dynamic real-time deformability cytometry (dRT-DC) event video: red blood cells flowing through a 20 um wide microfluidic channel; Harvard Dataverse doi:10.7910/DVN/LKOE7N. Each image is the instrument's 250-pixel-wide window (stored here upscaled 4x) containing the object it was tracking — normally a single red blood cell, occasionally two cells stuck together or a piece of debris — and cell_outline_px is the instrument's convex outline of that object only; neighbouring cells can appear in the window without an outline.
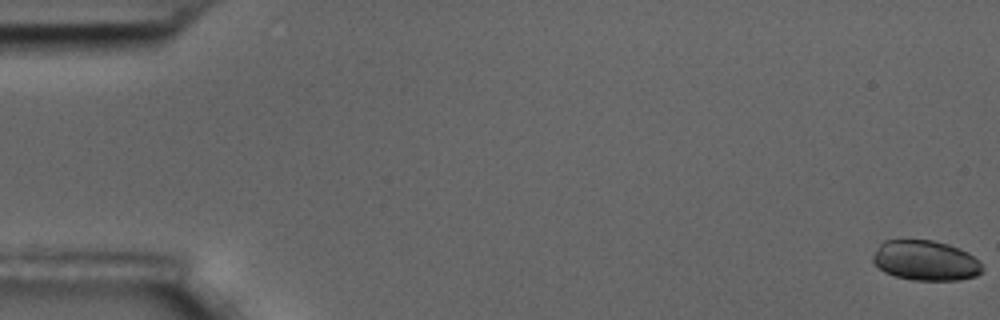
{"species": "common noctule bat (a hibernating species)", "species_latin": "Nyctalus noctula", "temperature_condition": "room temperature", "stored_images_in_passage": 5, "camera_frame_rate_fps": 3000, "um_per_image_px": 0.085, "animal": {"sex": "male", "body_mass_g": 17.5, "forearm_length_mm": 52.3}, "frame": {"image": 1, "passage_image": 1, "time_ms": 0.0, "image_size_px": [1000, 320], "cell_outline_px": [[984, 272], [976, 276], [960, 280], [912, 280], [896, 276], [884, 272], [872, 260], [872, 256], [880, 244], [884, 240], [932, 240], [948, 244], [960, 248], [968, 252], [980, 260], [984, 268]], "centroid_in_image_um": [78.72, 22.15], "position_along_channel_um": 6.3, "area_um2": 25.78}}
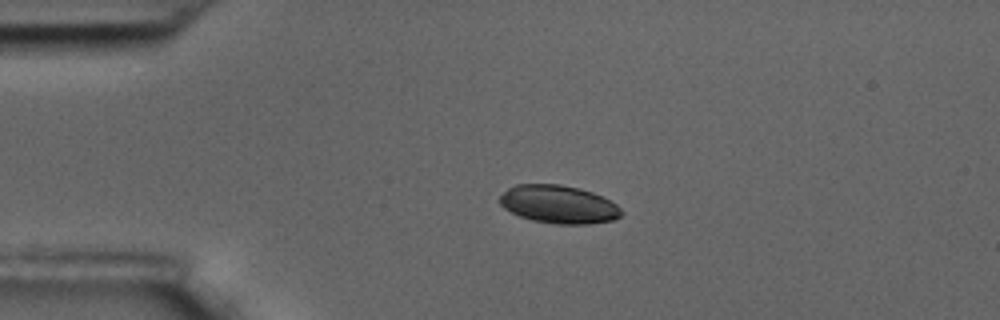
{"frame": {"image": 2, "passage_image": 4, "time_ms": 1.0, "image_size_px": [1000, 320], "cell_outline_px": [[624, 212], [620, 216], [612, 220], [588, 224], [556, 224], [532, 220], [520, 216], [504, 208], [500, 204], [500, 196], [508, 188], [516, 184], [560, 184], [580, 188], [592, 192], [616, 204]], "centroid_in_image_um": [47.48, 17.37], "position_along_channel_um": 37.5, "area_um2": 26.88}}